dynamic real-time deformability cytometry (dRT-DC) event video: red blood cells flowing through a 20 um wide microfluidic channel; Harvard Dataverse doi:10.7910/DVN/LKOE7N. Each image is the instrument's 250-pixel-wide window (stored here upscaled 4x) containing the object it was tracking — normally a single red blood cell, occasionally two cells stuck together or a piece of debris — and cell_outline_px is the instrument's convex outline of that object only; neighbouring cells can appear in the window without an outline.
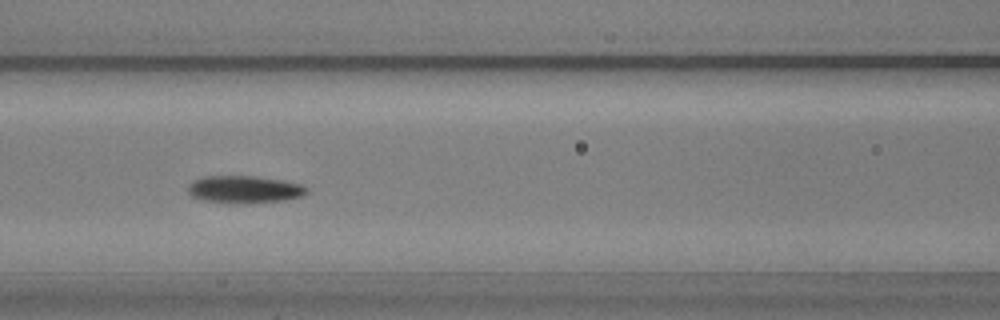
{"species": "common noctule bat (a hibernating species)", "species_latin": "Nyctalus noctula", "temperature_condition": "warm", "stored_images_in_passage": 42, "camera_frame_rate_fps": 3000, "um_per_image_px": 0.085, "animal": {"sex": "male", "body_mass_g": 20.5, "forearm_length_mm": 52.5}, "frame": {"image": 1, "passage_image": 9, "time_ms": 2.667, "image_size_px": [1000, 320], "cell_outline_px": [[308, 192], [300, 196], [284, 200], [232, 204], [200, 200], [192, 196], [188, 192], [188, 184], [192, 180], [204, 176], [256, 176], [280, 180], [300, 184], [308, 188]], "centroid_in_image_um": [20.7, 16.1], "position_along_channel_um": 145.9, "area_um2": 19.02}}
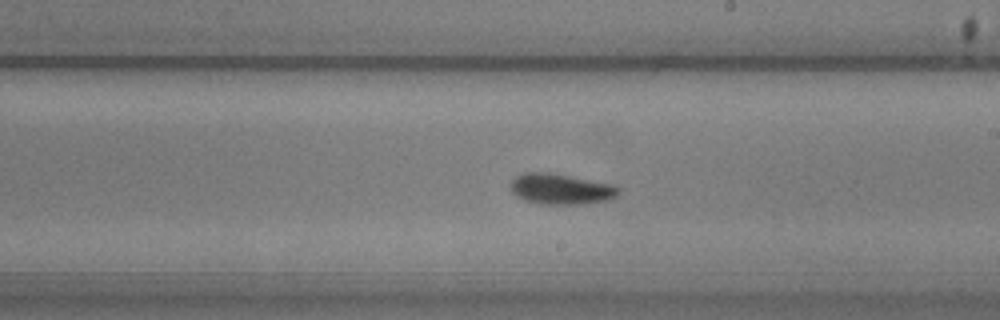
{"frame": {"image": 2, "passage_image": 17, "time_ms": 5.333, "image_size_px": [1000, 320], "cell_outline_px": [[620, 192], [616, 196], [608, 200], [584, 204], [540, 204], [524, 200], [516, 196], [512, 192], [512, 180], [516, 176], [524, 172], [548, 172], [616, 184], [620, 188]], "centroid_in_image_um": [47.72, 16.06], "position_along_channel_um": 241.3, "area_um2": 19.48}}
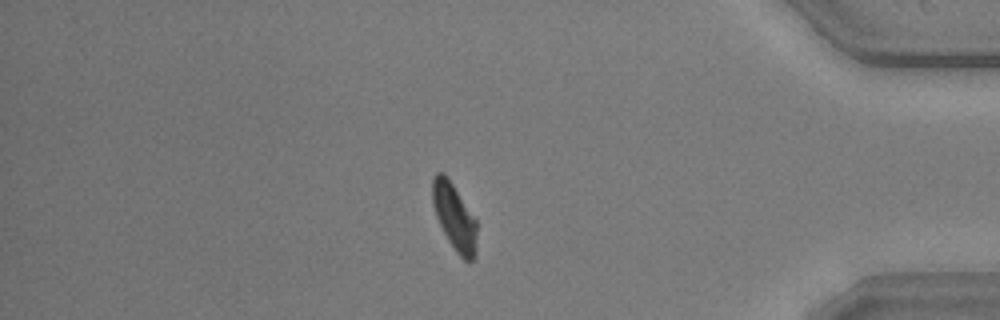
{"frame": {"image": 3, "passage_image": 33, "time_ms": 10.667, "image_size_px": [1000, 320], "cell_outline_px": [[476, 248], [472, 260], [464, 260], [456, 252], [448, 240], [436, 216], [432, 204], [432, 176], [436, 172], [444, 172], [476, 220]], "centroid_in_image_um": [38.59, 18.4], "position_along_channel_um": 396.6, "area_um2": 16.94}, "authors_computed_cell_mechanics": {"area_um2": 18.2648, "velocity_mm_per_s": 3.5882, "shape_relaxation_time_tau1_ms": 2.8093, "shape_relaxation_time_tau2_ms": null, "deformation_change_tau1": 0.1398, "deformation_change_tau2": null}}